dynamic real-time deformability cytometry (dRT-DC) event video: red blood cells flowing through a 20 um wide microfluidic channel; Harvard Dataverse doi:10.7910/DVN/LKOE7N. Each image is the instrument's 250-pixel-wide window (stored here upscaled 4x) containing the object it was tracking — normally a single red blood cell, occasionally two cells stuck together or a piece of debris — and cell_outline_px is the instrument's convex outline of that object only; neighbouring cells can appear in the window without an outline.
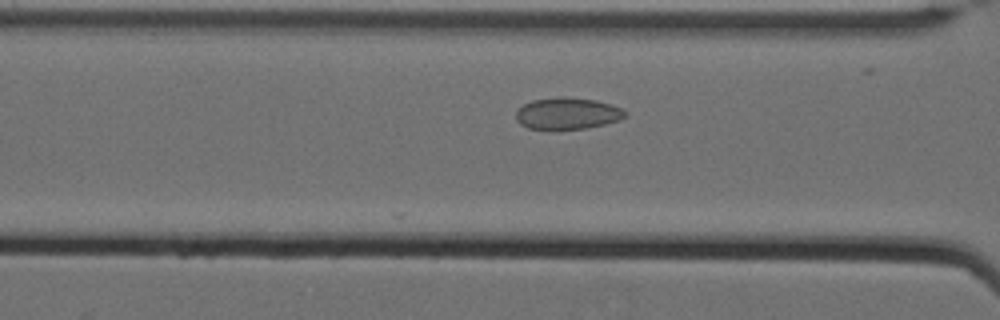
{"species": "Egyptian fruit bat (a non-hibernating species)", "species_latin": "Rousettus aegyptiacus", "temperature_condition": "cold", "stored_images_in_passage": 40, "camera_frame_rate_fps": 3000, "um_per_image_px": 0.085, "animal": {"sex": "female"}, "frame": {"image": 1, "passage_image": 12, "time_ms": 3.667, "image_size_px": [1000, 320], "cell_outline_px": [[628, 116], [620, 120], [588, 128], [528, 128], [520, 124], [516, 120], [516, 108], [532, 100], [556, 96], [560, 96], [596, 100], [612, 104], [628, 112]], "centroid_in_image_um": [48.24, 9.62], "position_along_channel_um": 118.4, "area_um2": 20.23}}
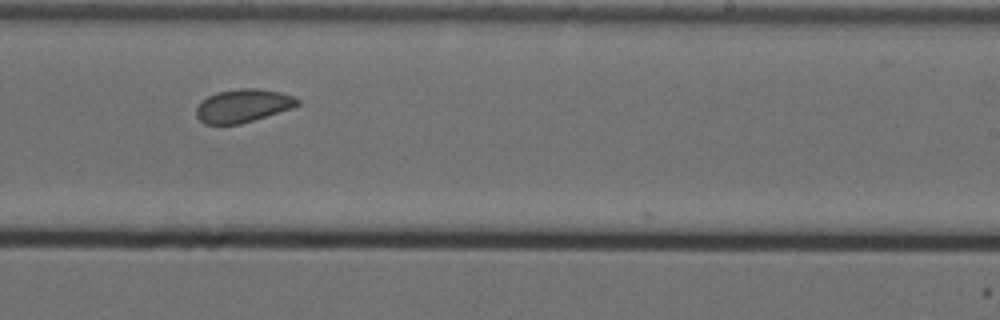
{"frame": {"image": 2, "passage_image": 25, "time_ms": 8.0, "image_size_px": [1000, 320], "cell_outline_px": [[300, 104], [292, 108], [240, 124], [204, 124], [196, 116], [196, 108], [200, 100], [216, 92], [240, 88], [256, 88], [280, 92], [292, 96], [300, 100]], "centroid_in_image_um": [20.62, 8.98], "position_along_channel_um": 268.4, "area_um2": 19.59}}
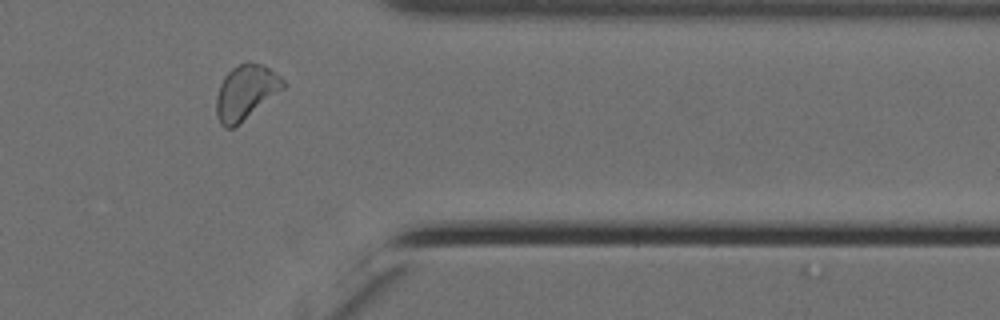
{"frame": {"image": 3, "passage_image": 36, "time_ms": 11.667, "image_size_px": [1000, 320], "cell_outline_px": [[284, 88], [232, 128], [224, 128], [220, 124], [216, 116], [216, 96], [220, 84], [224, 76], [232, 68], [248, 60], [264, 64], [280, 76], [284, 80]], "centroid_in_image_um": [20.86, 7.8], "position_along_channel_um": 390.5, "area_um2": 21.1}, "authors_computed_cell_mechanics": {"area_um2": 20.1722, "velocity_mm_per_s": 3.4604, "shape_relaxation_time_tau1_ms": 4.8374, "shape_relaxation_time_tau2_ms": 1.9439, "deformation_change_tau1": 0.0457, "deformation_change_tau2": 0.0691}}